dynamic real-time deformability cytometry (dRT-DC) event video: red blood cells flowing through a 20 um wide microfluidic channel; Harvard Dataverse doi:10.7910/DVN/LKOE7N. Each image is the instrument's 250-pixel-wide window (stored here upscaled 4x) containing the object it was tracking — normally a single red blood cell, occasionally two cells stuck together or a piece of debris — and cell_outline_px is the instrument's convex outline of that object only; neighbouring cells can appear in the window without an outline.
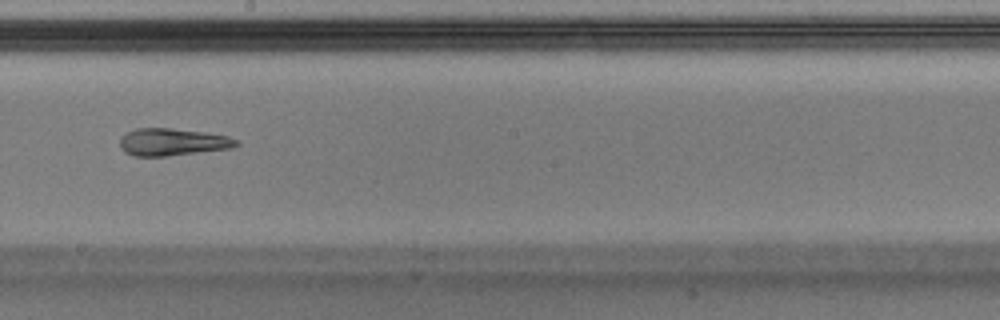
{"species": "Egyptian fruit bat (a non-hibernating species)", "species_latin": "Rousettus aegyptiacus", "temperature_condition": "warm", "stored_images_in_passage": 33, "camera_frame_rate_fps": 3000, "um_per_image_px": 0.085, "animal": {"sex": "male"}, "frame": {"image": 1, "passage_image": 15, "time_ms": 4.667, "image_size_px": [1000, 320], "cell_outline_px": [[240, 144], [232, 148], [168, 156], [132, 156], [124, 152], [120, 148], [120, 136], [136, 128], [172, 128], [204, 132], [228, 136], [240, 140]], "centroid_in_image_um": [14.67, 12.07], "position_along_channel_um": 233.5, "area_um2": 18.73}}